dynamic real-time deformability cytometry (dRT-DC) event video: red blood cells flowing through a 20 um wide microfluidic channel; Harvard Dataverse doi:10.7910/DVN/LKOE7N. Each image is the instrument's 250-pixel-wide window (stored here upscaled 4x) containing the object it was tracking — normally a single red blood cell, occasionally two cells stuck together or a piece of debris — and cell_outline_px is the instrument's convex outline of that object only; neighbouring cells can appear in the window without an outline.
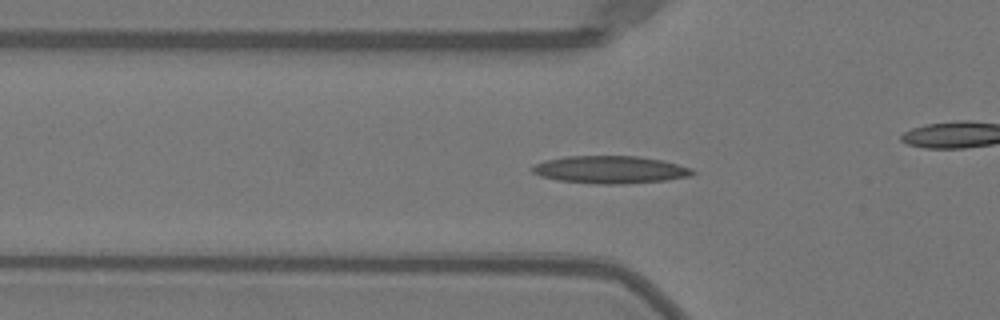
{"species": "Egyptian fruit bat (a non-hibernating species)", "species_latin": "Rousettus aegyptiacus", "temperature_condition": "warm", "stored_images_in_passage": 37, "camera_frame_rate_fps": 3000, "um_per_image_px": 0.085, "animal": {"sex": "female"}, "frame": {"image": 1, "passage_image": 2, "time_ms": 0.333, "image_size_px": [1000, 320], "cell_outline_px": [[696, 172], [692, 176], [664, 180], [624, 184], [596, 184], [560, 180], [540, 176], [532, 172], [532, 164], [544, 160], [568, 156], [636, 156], [660, 160], [692, 168]], "centroid_in_image_um": [51.84, 14.42], "position_along_channel_um": 74.0, "area_um2": 25.66}}
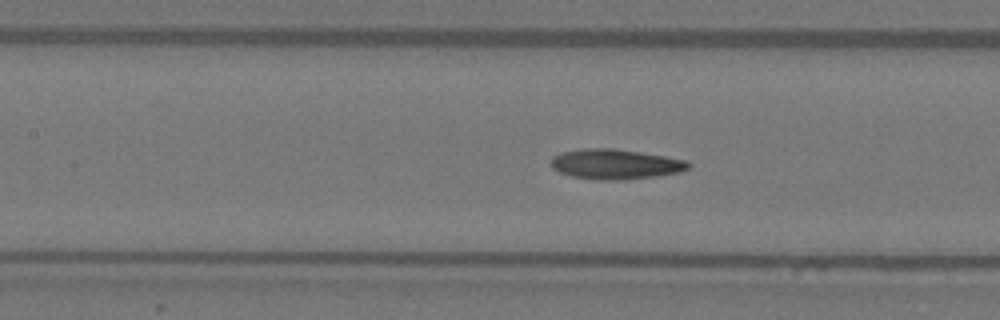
{"frame": {"image": 2, "passage_image": 8, "time_ms": 2.333, "image_size_px": [1000, 320], "cell_outline_px": [[692, 168], [680, 172], [656, 176], [624, 180], [600, 180], [572, 176], [560, 172], [552, 168], [552, 156], [560, 152], [584, 148], [612, 148], [640, 152], [688, 160], [692, 164]], "centroid_in_image_um": [52.35, 13.95], "position_along_channel_um": 155.1, "area_um2": 24.22}}
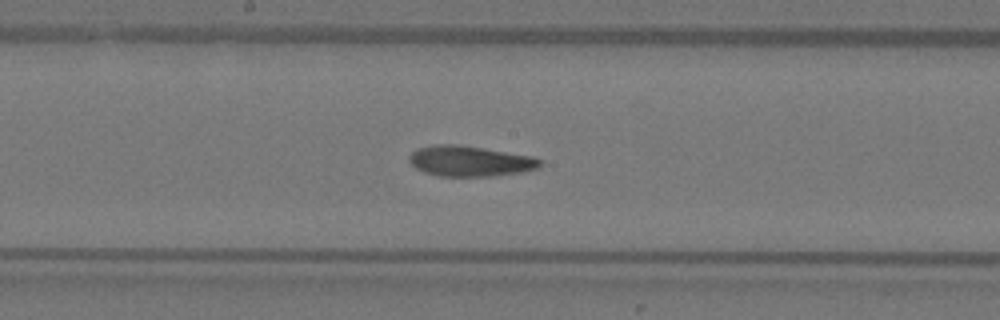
{"frame": {"image": 3, "passage_image": 12, "time_ms": 3.667, "image_size_px": [1000, 320], "cell_outline_px": [[544, 164], [540, 168], [524, 172], [492, 176], [440, 176], [424, 172], [416, 168], [408, 160], [408, 156], [416, 148], [432, 144], [456, 144], [532, 156], [544, 160]], "centroid_in_image_um": [39.97, 13.69], "position_along_channel_um": 208.2, "area_um2": 23.52}, "authors_computed_cell_mechanics": {"area_um2": 23.0622, "velocity_mm_per_s": 3.9985, "shape_relaxation_time_tau1_ms": 6.6211, "shape_relaxation_time_tau2_ms": 2.7805, "deformation_change_tau1": 0.2269, "deformation_change_tau2": 0.1004}}